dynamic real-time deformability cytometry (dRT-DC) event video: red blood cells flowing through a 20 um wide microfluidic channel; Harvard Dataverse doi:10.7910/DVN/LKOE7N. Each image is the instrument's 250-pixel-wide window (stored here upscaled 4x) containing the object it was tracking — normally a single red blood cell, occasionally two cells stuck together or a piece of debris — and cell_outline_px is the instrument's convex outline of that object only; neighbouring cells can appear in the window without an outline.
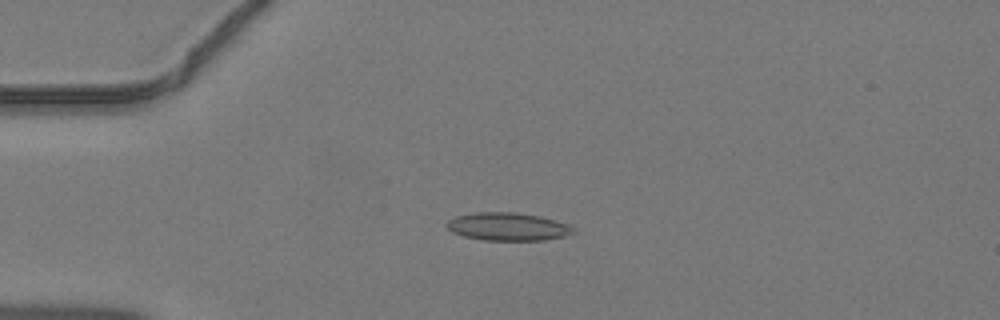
{"species": "common noctule bat (a hibernating species)", "species_latin": "Nyctalus noctula", "temperature_condition": "warm", "stored_images_in_passage": 46, "camera_frame_rate_fps": 3000, "um_per_image_px": 0.085, "animal": {"sex": "male", "body_mass_g": 19.2, "forearm_length_mm": 51.8}, "frame": {"image": 1, "passage_image": 12, "time_ms": 3.667, "image_size_px": [1000, 320], "cell_outline_px": [[576, 232], [564, 236], [544, 240], [484, 240], [464, 236], [452, 232], [444, 224], [448, 220], [456, 216], [476, 212], [516, 212], [540, 216], [568, 224], [576, 228]], "centroid_in_image_um": [43.17, 19.26], "position_along_channel_um": 41.8, "area_um2": 20.69}}
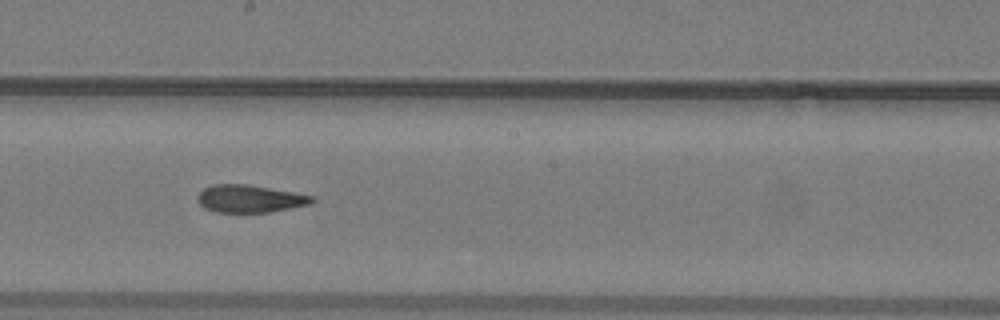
{"frame": {"image": 2, "passage_image": 26, "time_ms": 8.333, "image_size_px": [1000, 320], "cell_outline_px": [[316, 200], [308, 204], [268, 212], [216, 212], [204, 208], [196, 200], [196, 196], [204, 188], [212, 184], [248, 184], [296, 192], [316, 196]], "centroid_in_image_um": [21.22, 16.87], "position_along_channel_um": 227.0, "area_um2": 18.5}}
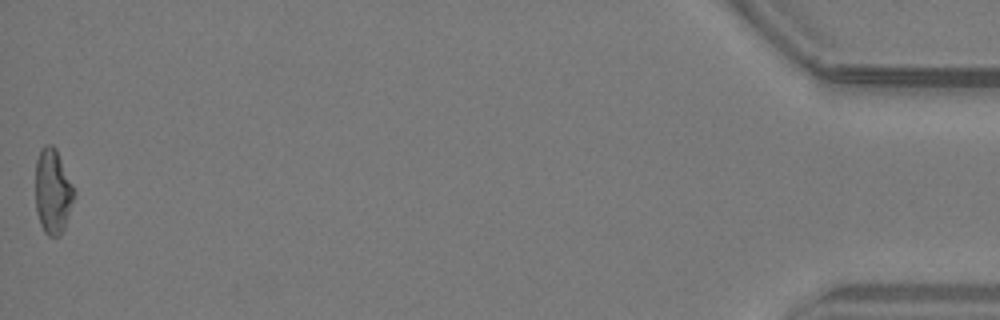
{"frame": {"image": 3, "passage_image": 46, "time_ms": 15.0, "image_size_px": [1000, 320], "cell_outline_px": [[76, 192], [64, 228], [60, 236], [48, 236], [44, 232], [40, 224], [36, 212], [36, 160], [40, 148], [44, 144], [52, 144], [56, 148]], "centroid_in_image_um": [4.48, 16.25], "position_along_channel_um": 430.7, "area_um2": 19.25}}